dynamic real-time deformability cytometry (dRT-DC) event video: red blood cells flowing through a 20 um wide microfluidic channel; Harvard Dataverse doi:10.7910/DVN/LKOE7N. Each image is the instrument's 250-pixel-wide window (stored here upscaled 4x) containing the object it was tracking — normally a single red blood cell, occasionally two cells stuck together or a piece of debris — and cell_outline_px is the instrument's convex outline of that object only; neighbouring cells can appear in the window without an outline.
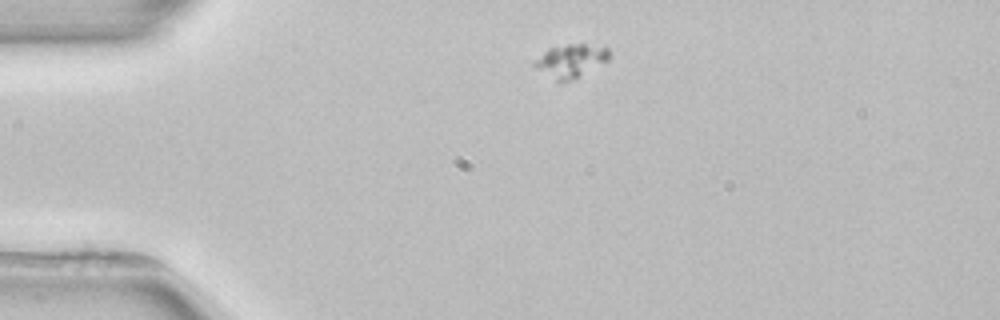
{"species": "common noctule bat (a hibernating species)", "species_latin": "Nyctalus noctula", "temperature_condition": "room temperature", "stored_images_in_passage": 5, "camera_frame_rate_fps": 3000, "um_per_image_px": 0.085, "animal": {"sex": "female", "body_mass_g": 22.7, "forearm_length_mm": 54.2}, "frame": {"image": 1, "passage_image": 1, "time_ms": 0.0, "image_size_px": [1000, 320], "cell_outline_px": [[612, 56], [608, 60], [568, 80], [556, 80], [536, 68], [532, 64], [532, 60], [548, 48], [568, 44], [584, 44], [608, 48]], "centroid_in_image_um": [48.48, 5.11], "position_along_channel_um": 36.5, "area_um2": 13.99}}